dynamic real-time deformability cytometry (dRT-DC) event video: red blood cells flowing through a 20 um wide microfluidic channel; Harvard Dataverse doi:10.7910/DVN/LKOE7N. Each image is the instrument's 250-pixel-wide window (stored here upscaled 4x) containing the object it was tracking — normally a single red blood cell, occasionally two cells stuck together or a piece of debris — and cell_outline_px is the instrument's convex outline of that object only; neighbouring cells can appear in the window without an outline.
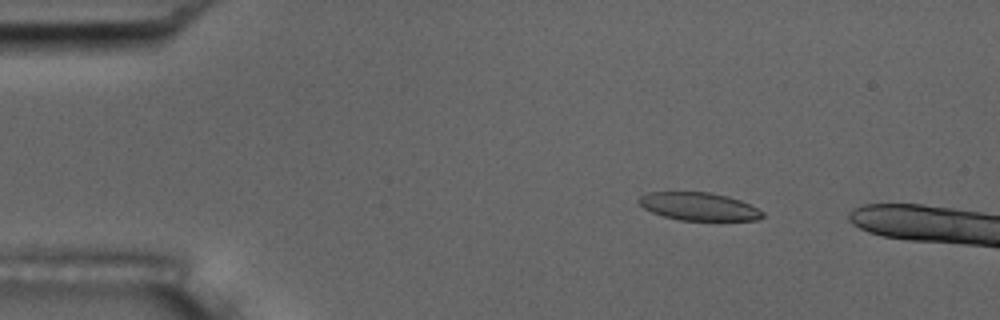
{"species": "common noctule bat (a hibernating species)", "species_latin": "Nyctalus noctula", "temperature_condition": "room temperature", "stored_images_in_passage": 6, "camera_frame_rate_fps": 3000, "um_per_image_px": 0.085, "animal": {"sex": "male", "body_mass_g": 17.5, "forearm_length_mm": 52.3}, "frame": {"image": 1, "passage_image": 1, "time_ms": 0.0, "image_size_px": [1000, 320], "cell_outline_px": [[764, 216], [756, 220], [680, 220], [664, 216], [652, 212], [644, 208], [636, 200], [640, 196], [648, 192], [708, 192], [728, 196], [740, 200], [764, 212]], "centroid_in_image_um": [59.38, 17.54], "position_along_channel_um": 25.6, "area_um2": 20.0}}